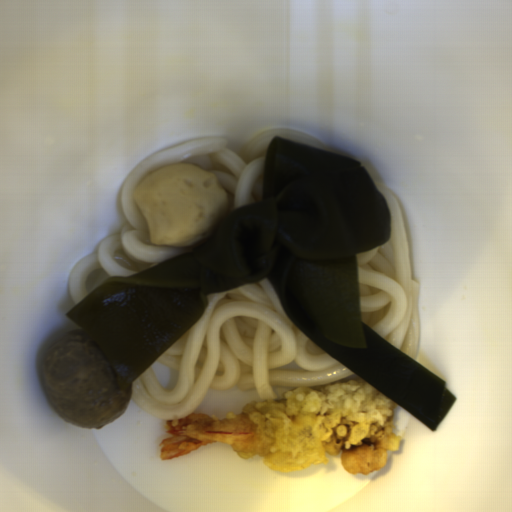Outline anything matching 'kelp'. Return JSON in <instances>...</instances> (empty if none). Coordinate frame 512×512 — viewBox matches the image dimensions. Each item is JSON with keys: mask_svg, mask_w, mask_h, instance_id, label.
Here are the masks:
<instances>
[{"mask_svg": "<svg viewBox=\"0 0 512 512\" xmlns=\"http://www.w3.org/2000/svg\"><path fill=\"white\" fill-rule=\"evenodd\" d=\"M390 229L359 160L274 137L259 200L230 208L193 249L108 277L66 316L125 388L204 315L207 295L268 279L299 330L435 431L456 399L448 384L362 319L358 256L385 246Z\"/></svg>", "mask_w": 512, "mask_h": 512, "instance_id": "kelp-1", "label": "kelp"}]
</instances>
